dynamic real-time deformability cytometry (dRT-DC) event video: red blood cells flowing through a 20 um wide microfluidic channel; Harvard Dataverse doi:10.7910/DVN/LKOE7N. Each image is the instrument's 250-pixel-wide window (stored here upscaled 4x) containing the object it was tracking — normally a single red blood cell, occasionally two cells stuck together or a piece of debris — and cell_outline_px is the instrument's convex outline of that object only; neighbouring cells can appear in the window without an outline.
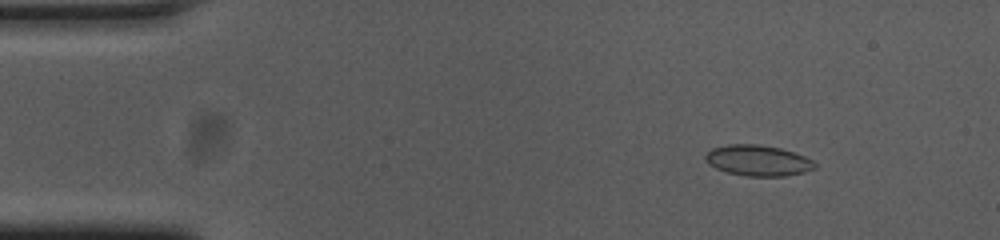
{"species": "common noctule bat (a hibernating species)", "species_latin": "Nyctalus noctula", "temperature_condition": "cold", "stored_images_in_passage": 55, "camera_frame_rate_fps": 3000, "um_per_image_px": 0.085, "animal": {"sex": "female", "body_mass_g": 23.0, "forearm_length_mm": 53.4}, "frame": {"image": 1, "passage_image": 7, "time_ms": 2.0, "image_size_px": [1000, 240], "cell_outline_px": [[816, 168], [804, 172], [784, 176], [748, 176], [728, 172], [716, 168], [708, 164], [704, 160], [704, 156], [712, 148], [728, 144], [756, 144], [780, 148], [804, 156], [812, 160], [816, 164]], "centroid_in_image_um": [64.41, 13.64], "position_along_channel_um": 20.6, "area_um2": 19.54}}
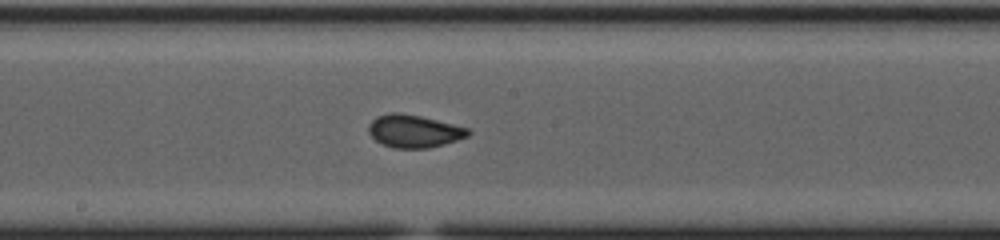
{"frame": {"image": 2, "passage_image": 29, "time_ms": 9.333, "image_size_px": [1000, 240], "cell_outline_px": [[472, 132], [468, 136], [444, 144], [428, 148], [392, 148], [376, 140], [368, 132], [368, 124], [376, 116], [392, 112], [400, 112], [420, 116], [468, 128]], "centroid_in_image_um": [35.17, 11.14], "position_along_channel_um": 213.0, "area_um2": 18.9}}
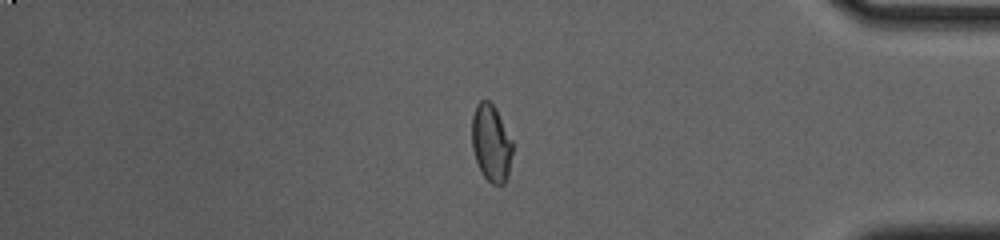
{"frame": {"image": 3, "passage_image": 46, "time_ms": 15.0, "image_size_px": [1000, 240], "cell_outline_px": [[512, 152], [508, 176], [504, 184], [492, 184], [484, 176], [476, 160], [472, 148], [472, 116], [476, 104], [480, 100], [488, 100], [496, 108], [512, 140]], "centroid_in_image_um": [41.75, 12.14], "position_along_channel_um": 393.5, "area_um2": 18.21}, "authors_computed_cell_mechanics": {"area_um2": 18.785, "velocity_mm_per_s": 3.7147, "shape_relaxation_time_tau1_ms": null, "shape_relaxation_time_tau2_ms": 1.058, "deformation_change_tau1": null, "deformation_change_tau2": 0.0506}}